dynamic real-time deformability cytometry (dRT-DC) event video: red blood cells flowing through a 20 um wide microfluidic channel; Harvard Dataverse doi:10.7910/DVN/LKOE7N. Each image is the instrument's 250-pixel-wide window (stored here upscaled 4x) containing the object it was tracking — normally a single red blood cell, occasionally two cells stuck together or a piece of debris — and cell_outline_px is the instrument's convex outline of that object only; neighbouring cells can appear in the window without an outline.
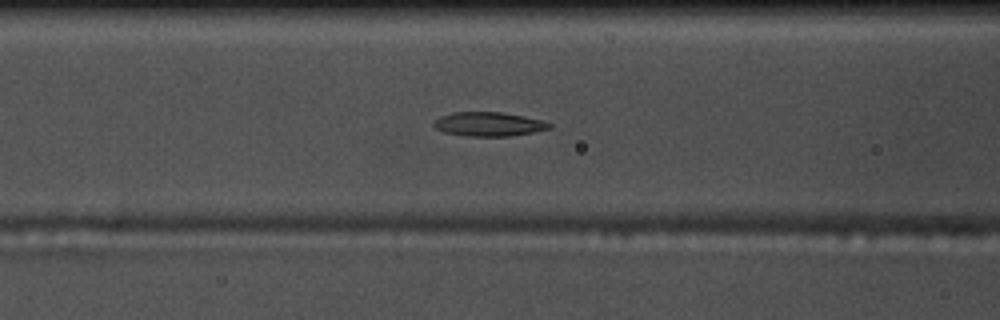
{"species": "common noctule bat (a hibernating species)", "species_latin": "Nyctalus noctula", "temperature_condition": "warm", "stored_images_in_passage": 38, "camera_frame_rate_fps": 3000, "um_per_image_px": 0.085, "animal": {"sex": "male", "body_mass_g": 17.5, "forearm_length_mm": 52.3}, "frame": {"image": 1, "passage_image": 5, "time_ms": 1.333, "image_size_px": [1000, 320], "cell_outline_px": [[552, 128], [532, 132], [508, 136], [468, 136], [444, 132], [436, 128], [432, 124], [440, 116], [452, 112], [500, 112], [524, 116], [544, 120], [552, 124]], "centroid_in_image_um": [41.56, 10.54], "position_along_channel_um": 125.0, "area_um2": 16.18}}
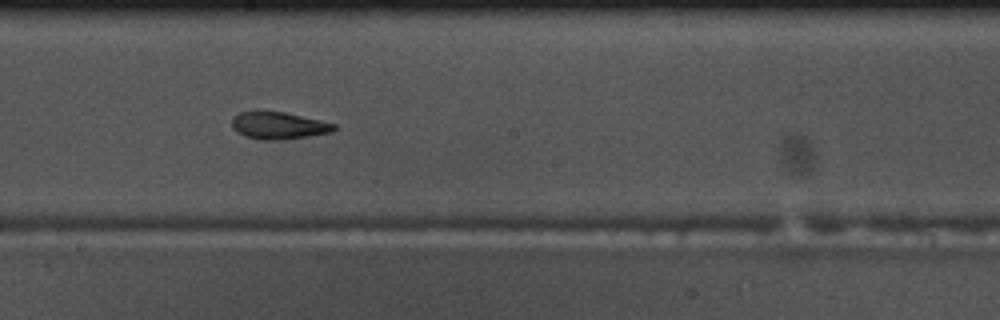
{"frame": {"image": 2, "passage_image": 13, "time_ms": 4.0, "image_size_px": [1000, 320], "cell_outline_px": [[336, 128], [332, 132], [284, 140], [260, 140], [244, 136], [236, 132], [232, 128], [232, 120], [240, 112], [256, 108], [284, 112], [320, 120], [336, 124]], "centroid_in_image_um": [23.62, 10.65], "position_along_channel_um": 224.6, "area_um2": 16.7}}
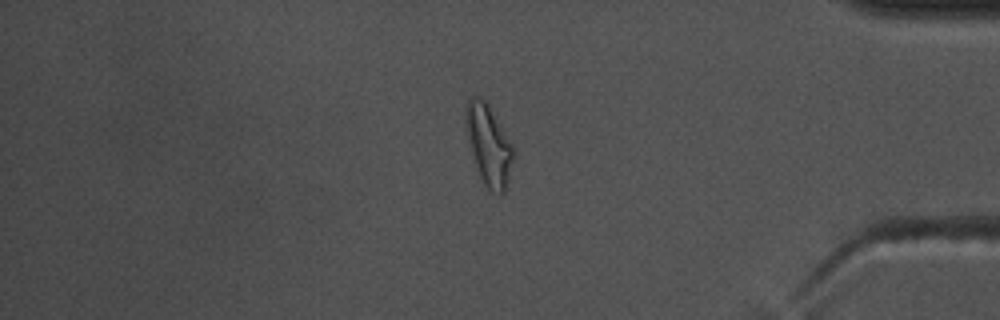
{"frame": {"image": 3, "passage_image": 29, "time_ms": 9.333, "image_size_px": [1000, 320], "cell_outline_px": [[516, 152], [508, 180], [504, 192], [500, 196], [492, 192], [484, 184], [480, 176], [472, 152], [468, 136], [464, 112], [464, 108], [468, 100], [472, 96], [480, 96], [488, 104], [512, 144]], "centroid_in_image_um": [41.56, 12.32], "position_along_channel_um": 393.6, "area_um2": 22.14}}